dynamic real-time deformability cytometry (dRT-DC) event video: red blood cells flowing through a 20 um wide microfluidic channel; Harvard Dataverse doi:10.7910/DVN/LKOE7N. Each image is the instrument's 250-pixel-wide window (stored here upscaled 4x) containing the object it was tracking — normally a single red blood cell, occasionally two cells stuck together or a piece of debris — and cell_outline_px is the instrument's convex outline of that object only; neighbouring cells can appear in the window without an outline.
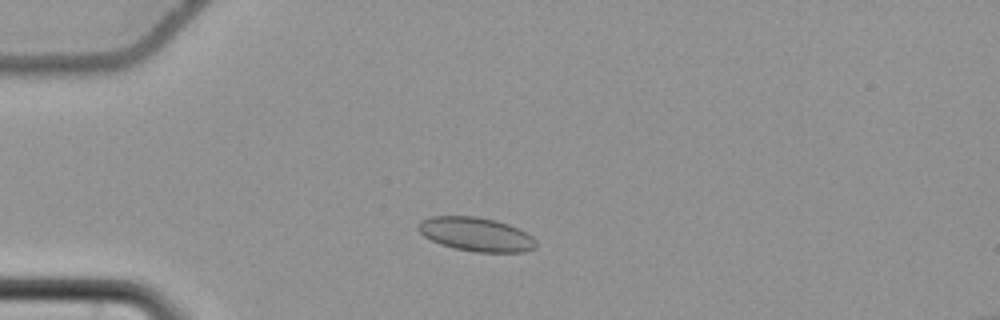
{"species": "common noctule bat (a hibernating species)", "species_latin": "Nyctalus noctula", "temperature_condition": "cold", "stored_images_in_passage": 48, "camera_frame_rate_fps": 3000, "um_per_image_px": 0.085, "animal": {"sex": "female", "body_mass_g": 22.7, "forearm_length_mm": 54.2}, "frame": {"image": 1, "passage_image": 6, "time_ms": 1.667, "image_size_px": [1000, 320], "cell_outline_px": [[536, 248], [524, 252], [476, 252], [452, 248], [440, 244], [424, 236], [416, 228], [416, 224], [420, 220], [432, 216], [476, 216], [496, 220], [508, 224], [532, 236], [536, 240]], "centroid_in_image_um": [40.43, 19.91], "position_along_channel_um": 44.6, "area_um2": 23.41}}
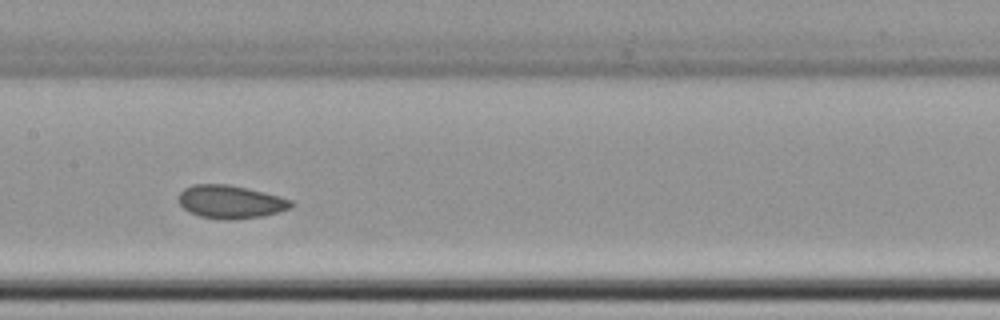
{"frame": {"image": 2, "passage_image": 20, "time_ms": 6.333, "image_size_px": [1000, 320], "cell_outline_px": [[292, 208], [264, 216], [232, 220], [220, 220], [200, 216], [188, 212], [180, 204], [180, 192], [184, 188], [196, 184], [228, 184], [248, 188], [280, 196], [292, 200]], "centroid_in_image_um": [19.62, 17.16], "position_along_channel_um": 187.8, "area_um2": 21.85}}
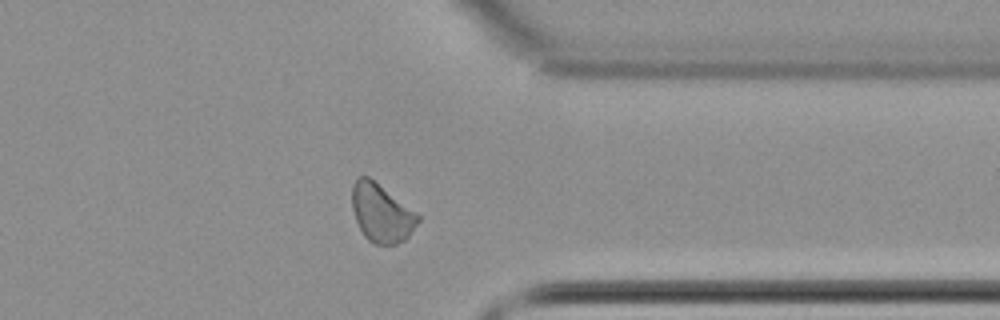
{"frame": {"image": 3, "passage_image": 36, "time_ms": 11.667, "image_size_px": [1000, 320], "cell_outline_px": [[420, 220], [408, 236], [404, 240], [396, 244], [376, 244], [368, 240], [364, 236], [356, 220], [352, 208], [352, 184], [360, 176], [368, 176], [420, 216]], "centroid_in_image_um": [32.4, 18.12], "position_along_channel_um": 379.0, "area_um2": 21.91}, "authors_computed_cell_mechanics": {"area_um2": 22.1085, "velocity_mm_per_s": 3.6697, "shape_relaxation_time_tau1_ms": null, "shape_relaxation_time_tau2_ms": 1.8508, "deformation_change_tau1": null, "deformation_change_tau2": 0.0601}}